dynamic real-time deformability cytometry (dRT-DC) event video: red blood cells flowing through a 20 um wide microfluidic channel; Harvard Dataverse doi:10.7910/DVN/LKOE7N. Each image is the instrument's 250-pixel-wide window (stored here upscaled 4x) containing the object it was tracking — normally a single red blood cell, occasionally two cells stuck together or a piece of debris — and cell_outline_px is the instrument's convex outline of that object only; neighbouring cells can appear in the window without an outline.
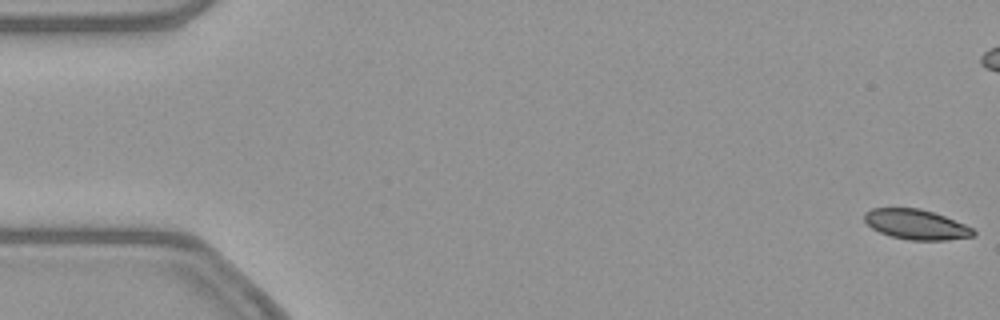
{"species": "common noctule bat (a hibernating species)", "species_latin": "Nyctalus noctula", "temperature_condition": "warm", "stored_images_in_passage": 15, "camera_frame_rate_fps": 3000, "um_per_image_px": 0.085, "animal": {"sex": "female", "body_mass_g": 21.9}, "frame": {"image": 1, "passage_image": 1, "time_ms": 0.0, "image_size_px": [1000, 320], "cell_outline_px": [[976, 236], [948, 240], [908, 240], [892, 236], [880, 232], [872, 228], [864, 220], [864, 212], [872, 208], [920, 208], [944, 216], [964, 224], [972, 228], [976, 232]], "centroid_in_image_um": [77.88, 19.08], "position_along_channel_um": 7.1, "area_um2": 19.02}}